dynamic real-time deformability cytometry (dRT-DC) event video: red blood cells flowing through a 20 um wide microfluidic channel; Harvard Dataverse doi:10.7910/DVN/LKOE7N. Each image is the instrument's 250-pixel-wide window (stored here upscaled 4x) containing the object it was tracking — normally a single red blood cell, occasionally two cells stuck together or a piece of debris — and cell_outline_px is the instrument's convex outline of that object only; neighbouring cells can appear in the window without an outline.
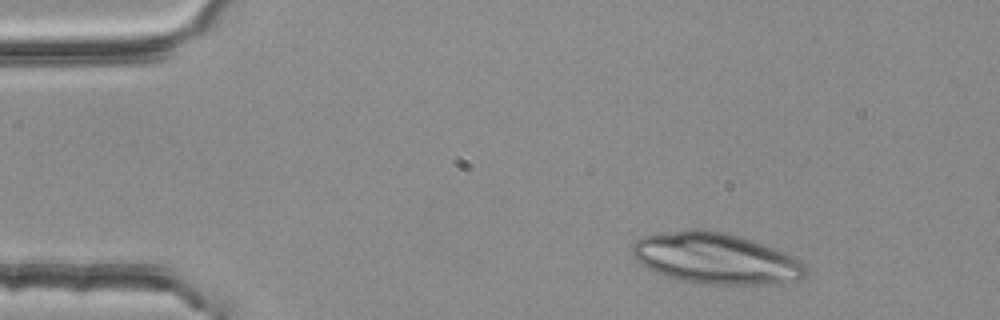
{"species": "common noctule bat (a hibernating species)", "species_latin": "Nyctalus noctula", "temperature_condition": "room temperature", "stored_images_in_passage": 2, "camera_frame_rate_fps": 3000, "um_per_image_px": 0.085, "animal": {"sex": "female", "body_mass_g": 25.1}, "frame": {"image": 1, "passage_image": 1, "time_ms": 0.0, "image_size_px": [1000, 320], "cell_outline_px": [[808, 268], [804, 276], [800, 280], [776, 284], [708, 284], [680, 280], [656, 272], [640, 264], [632, 256], [632, 244], [636, 240], [644, 236], [664, 232], [692, 228], [696, 228], [724, 232], [740, 236], [784, 252], [800, 260]], "centroid_in_image_um": [60.84, 21.96], "position_along_channel_um": 24.2, "area_um2": 51.56}}